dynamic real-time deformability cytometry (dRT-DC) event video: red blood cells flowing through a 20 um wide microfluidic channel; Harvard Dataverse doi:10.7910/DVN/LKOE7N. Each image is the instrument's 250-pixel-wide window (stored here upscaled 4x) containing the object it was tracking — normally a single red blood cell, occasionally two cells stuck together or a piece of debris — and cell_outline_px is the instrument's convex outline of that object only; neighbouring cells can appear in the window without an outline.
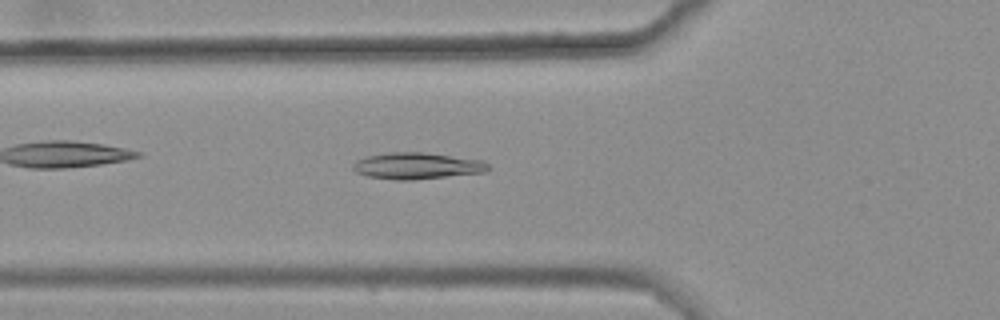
{"species": "common noctule bat (a hibernating species)", "species_latin": "Nyctalus noctula", "temperature_condition": "warm", "stored_images_in_passage": 44, "camera_frame_rate_fps": 3000, "um_per_image_px": 0.085, "animal": {"sex": "female", "body_mass_g": 25.1}, "frame": {"image": 1, "passage_image": 19, "time_ms": 6.0, "image_size_px": [1000, 320], "cell_outline_px": [[492, 168], [484, 172], [412, 180], [396, 180], [368, 176], [356, 172], [352, 168], [352, 164], [356, 160], [368, 156], [388, 152], [420, 152], [484, 160]], "centroid_in_image_um": [35.44, 14.09], "position_along_channel_um": 90.4, "area_um2": 20.81}}
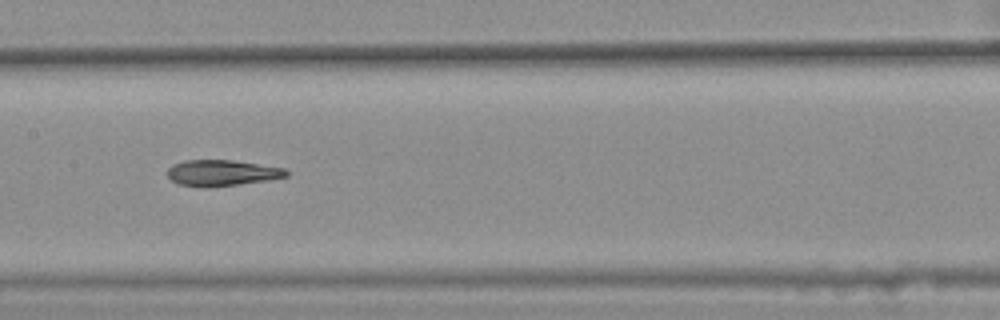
{"frame": {"image": 2, "passage_image": 27, "time_ms": 8.667, "image_size_px": [1000, 320], "cell_outline_px": [[288, 176], [268, 180], [208, 188], [200, 188], [176, 184], [168, 176], [168, 168], [172, 164], [184, 160], [232, 160], [284, 168], [288, 172]], "centroid_in_image_um": [18.81, 14.71], "position_along_channel_um": 188.6, "area_um2": 18.15}}
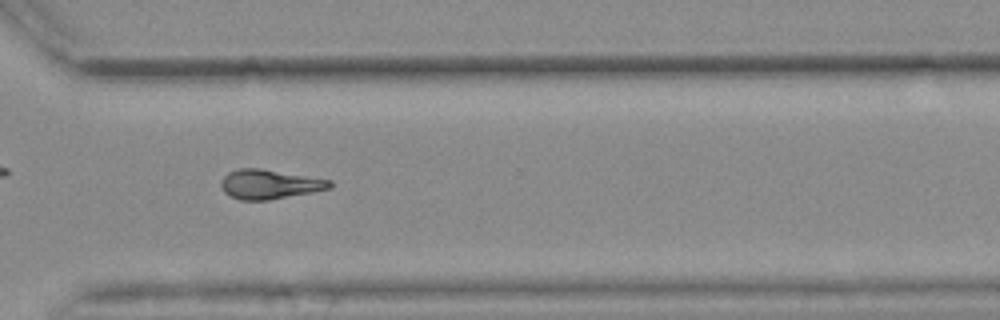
{"frame": {"image": 3, "passage_image": 40, "time_ms": 13.0, "image_size_px": [1000, 320], "cell_outline_px": [[332, 188], [312, 192], [268, 200], [240, 200], [224, 192], [220, 184], [220, 180], [228, 172], [240, 168], [260, 168], [332, 180]], "centroid_in_image_um": [22.9, 15.65], "position_along_channel_um": 347.7, "area_um2": 18.61}, "authors_computed_cell_mechanics": {"area_um2": 19.0451, "velocity_mm_per_s": 3.6666, "shape_relaxation_time_tau1_ms": 7.474, "shape_relaxation_time_tau2_ms": 2.6104, "deformation_change_tau1": 0.1605, "deformation_change_tau2": 0.0853}}